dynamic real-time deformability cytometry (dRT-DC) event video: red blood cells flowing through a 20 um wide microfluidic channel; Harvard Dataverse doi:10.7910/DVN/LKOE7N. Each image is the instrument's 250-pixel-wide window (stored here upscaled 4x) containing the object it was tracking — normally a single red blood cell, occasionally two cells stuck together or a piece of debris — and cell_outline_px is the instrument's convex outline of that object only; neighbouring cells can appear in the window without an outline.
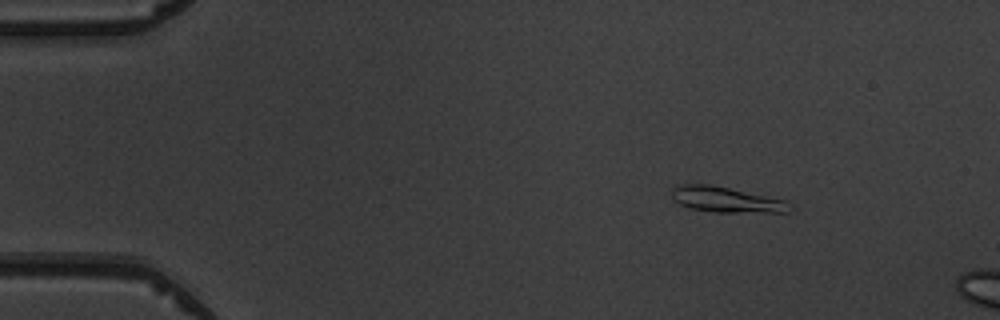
{"species": "common noctule bat (a hibernating species)", "species_latin": "Nyctalus noctula", "temperature_condition": "warm", "stored_images_in_passage": 4, "camera_frame_rate_fps": 3000, "um_per_image_px": 0.085, "animal": {"sex": "male", "body_mass_g": 19.5, "forearm_length_mm": 54.6}, "frame": {"image": 1, "passage_image": 3, "time_ms": 2.333, "image_size_px": [1000, 320], "cell_outline_px": [[792, 208], [788, 212], [716, 212], [688, 208], [672, 200], [672, 188], [676, 184], [712, 184], [784, 200]], "centroid_in_image_um": [61.65, 16.96], "position_along_channel_um": 23.4, "area_um2": 17.51}}